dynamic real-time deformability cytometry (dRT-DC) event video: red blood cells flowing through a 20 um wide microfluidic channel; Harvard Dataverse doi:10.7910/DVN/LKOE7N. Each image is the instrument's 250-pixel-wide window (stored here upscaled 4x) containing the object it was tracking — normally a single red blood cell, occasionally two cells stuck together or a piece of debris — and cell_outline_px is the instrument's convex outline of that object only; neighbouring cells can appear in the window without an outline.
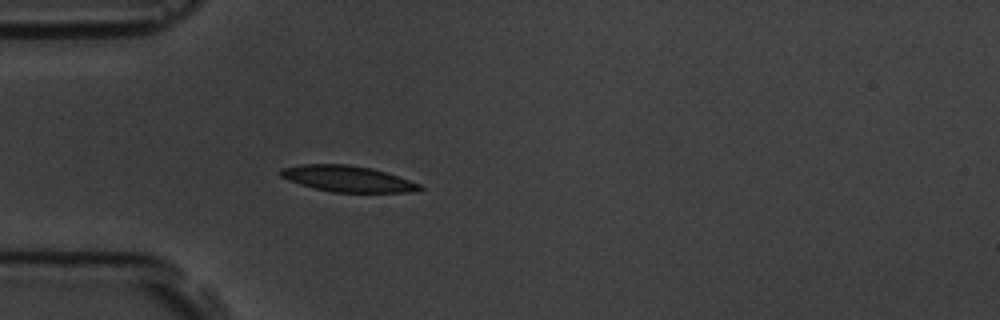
{"species": "common noctule bat (a hibernating species)", "species_latin": "Nyctalus noctula", "temperature_condition": "room temperature", "stored_images_in_passage": 4, "camera_frame_rate_fps": 3000, "um_per_image_px": 0.085, "animal": {"sex": "male", "body_mass_g": 19.5, "forearm_length_mm": 54.6}, "frame": {"image": 1, "passage_image": 4, "time_ms": 3.667, "image_size_px": [1000, 320], "cell_outline_px": [[424, 188], [412, 192], [332, 192], [300, 184], [288, 180], [280, 176], [280, 168], [300, 164], [348, 164], [372, 168], [420, 184]], "centroid_in_image_um": [29.5, 15.18], "position_along_channel_um": 55.5, "area_um2": 20.92}}